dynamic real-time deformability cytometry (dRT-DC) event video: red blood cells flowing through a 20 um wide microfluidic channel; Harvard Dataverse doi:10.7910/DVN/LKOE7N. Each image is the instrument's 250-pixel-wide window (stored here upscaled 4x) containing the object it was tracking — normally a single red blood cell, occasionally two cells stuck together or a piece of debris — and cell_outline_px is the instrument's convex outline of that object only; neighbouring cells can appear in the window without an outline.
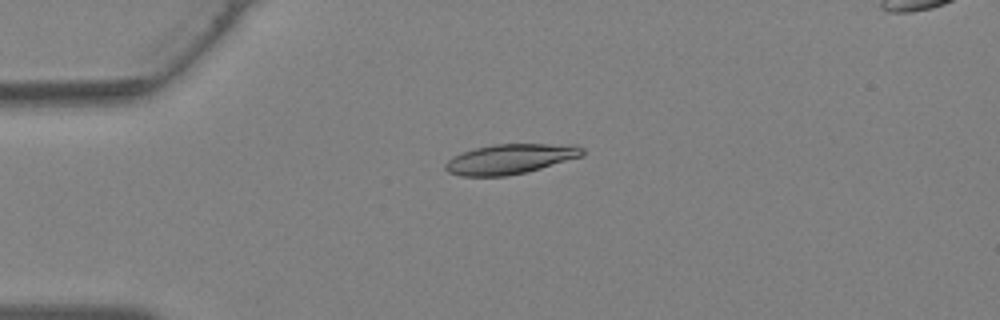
{"species": "Egyptian fruit bat (a non-hibernating species)", "species_latin": "Rousettus aegyptiacus", "temperature_condition": "warm", "stored_images_in_passage": 30, "camera_frame_rate_fps": 3000, "um_per_image_px": 0.085, "animal": {"sex": "female"}, "frame": {"image": 1, "passage_image": 1, "time_ms": 0.0, "image_size_px": [1000, 320], "cell_outline_px": [[584, 152], [580, 156], [528, 172], [508, 176], [460, 176], [448, 172], [444, 168], [444, 164], [452, 156], [476, 148], [492, 144], [576, 144], [584, 148]], "centroid_in_image_um": [43.35, 13.51], "position_along_channel_um": 41.7, "area_um2": 23.93}}
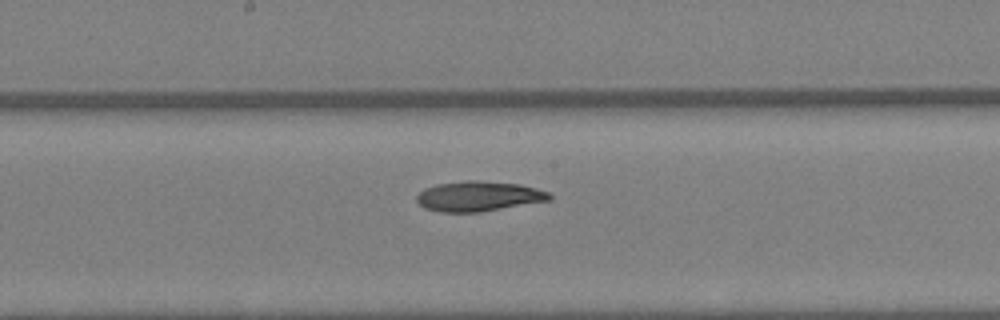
{"frame": {"image": 2, "passage_image": 12, "time_ms": 3.667, "image_size_px": [1000, 320], "cell_outline_px": [[552, 200], [480, 212], [440, 212], [424, 208], [416, 200], [416, 196], [424, 188], [436, 184], [468, 180], [480, 180], [520, 184], [536, 188], [548, 192], [552, 196]], "centroid_in_image_um": [40.68, 16.68], "position_along_channel_um": 207.5, "area_um2": 23.41}}
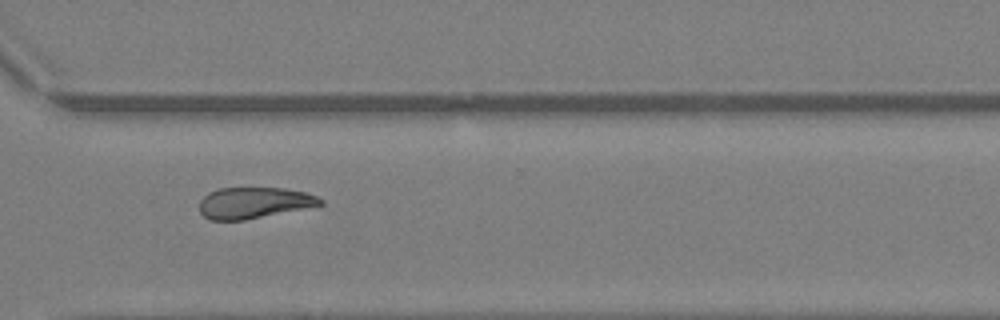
{"frame": {"image": 3, "passage_image": 20, "time_ms": 6.333, "image_size_px": [1000, 320], "cell_outline_px": [[324, 204], [244, 220], [208, 220], [200, 212], [200, 200], [208, 192], [220, 188], [284, 188], [304, 192], [316, 196], [324, 200]], "centroid_in_image_um": [21.56, 17.23], "position_along_channel_um": 349.0, "area_um2": 21.79}}